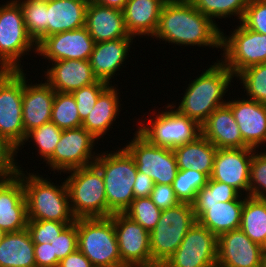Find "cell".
<instances>
[{
  "label": "cell",
  "instance_id": "cell-1",
  "mask_svg": "<svg viewBox=\"0 0 266 267\" xmlns=\"http://www.w3.org/2000/svg\"><path fill=\"white\" fill-rule=\"evenodd\" d=\"M153 36L181 47L221 49L222 31L218 24L198 11L190 0H167Z\"/></svg>",
  "mask_w": 266,
  "mask_h": 267
},
{
  "label": "cell",
  "instance_id": "cell-2",
  "mask_svg": "<svg viewBox=\"0 0 266 267\" xmlns=\"http://www.w3.org/2000/svg\"><path fill=\"white\" fill-rule=\"evenodd\" d=\"M217 61L190 81L178 107L176 103L170 104L180 115L196 121L200 126L218 107L227 103L223 97L235 77L220 59Z\"/></svg>",
  "mask_w": 266,
  "mask_h": 267
},
{
  "label": "cell",
  "instance_id": "cell-3",
  "mask_svg": "<svg viewBox=\"0 0 266 267\" xmlns=\"http://www.w3.org/2000/svg\"><path fill=\"white\" fill-rule=\"evenodd\" d=\"M118 149L98 153L94 162L104 179L107 217L124 213L135 199L133 186L138 172L135 160L124 147Z\"/></svg>",
  "mask_w": 266,
  "mask_h": 267
},
{
  "label": "cell",
  "instance_id": "cell-4",
  "mask_svg": "<svg viewBox=\"0 0 266 267\" xmlns=\"http://www.w3.org/2000/svg\"><path fill=\"white\" fill-rule=\"evenodd\" d=\"M25 172L28 176L22 168L28 220L74 222L65 180L59 186L48 181L47 177L43 178L38 172V175L28 173L27 170Z\"/></svg>",
  "mask_w": 266,
  "mask_h": 267
},
{
  "label": "cell",
  "instance_id": "cell-5",
  "mask_svg": "<svg viewBox=\"0 0 266 267\" xmlns=\"http://www.w3.org/2000/svg\"><path fill=\"white\" fill-rule=\"evenodd\" d=\"M66 179L70 209L75 219L107 217V198L100 169L89 165L70 170Z\"/></svg>",
  "mask_w": 266,
  "mask_h": 267
},
{
  "label": "cell",
  "instance_id": "cell-6",
  "mask_svg": "<svg viewBox=\"0 0 266 267\" xmlns=\"http://www.w3.org/2000/svg\"><path fill=\"white\" fill-rule=\"evenodd\" d=\"M78 249L94 267H122L111 217L77 219Z\"/></svg>",
  "mask_w": 266,
  "mask_h": 267
},
{
  "label": "cell",
  "instance_id": "cell-7",
  "mask_svg": "<svg viewBox=\"0 0 266 267\" xmlns=\"http://www.w3.org/2000/svg\"><path fill=\"white\" fill-rule=\"evenodd\" d=\"M31 50L36 54L37 44L26 31L20 5L15 0L0 5V71L23 70L20 59Z\"/></svg>",
  "mask_w": 266,
  "mask_h": 267
},
{
  "label": "cell",
  "instance_id": "cell-8",
  "mask_svg": "<svg viewBox=\"0 0 266 267\" xmlns=\"http://www.w3.org/2000/svg\"><path fill=\"white\" fill-rule=\"evenodd\" d=\"M196 221L191 203L181 202L162 210L158 223L150 232L152 262L164 264Z\"/></svg>",
  "mask_w": 266,
  "mask_h": 267
},
{
  "label": "cell",
  "instance_id": "cell-9",
  "mask_svg": "<svg viewBox=\"0 0 266 267\" xmlns=\"http://www.w3.org/2000/svg\"><path fill=\"white\" fill-rule=\"evenodd\" d=\"M24 70L0 71V136L17 148L26 133L23 126L22 97Z\"/></svg>",
  "mask_w": 266,
  "mask_h": 267
},
{
  "label": "cell",
  "instance_id": "cell-10",
  "mask_svg": "<svg viewBox=\"0 0 266 267\" xmlns=\"http://www.w3.org/2000/svg\"><path fill=\"white\" fill-rule=\"evenodd\" d=\"M165 108L169 110L158 111L155 118L149 116L148 124L144 120V125L138 124L137 131L151 144L173 149L201 135V126L196 121L180 115L170 104Z\"/></svg>",
  "mask_w": 266,
  "mask_h": 267
},
{
  "label": "cell",
  "instance_id": "cell-11",
  "mask_svg": "<svg viewBox=\"0 0 266 267\" xmlns=\"http://www.w3.org/2000/svg\"><path fill=\"white\" fill-rule=\"evenodd\" d=\"M231 35L222 31L221 50L222 62L236 76L244 69L266 63V34L248 29L239 23Z\"/></svg>",
  "mask_w": 266,
  "mask_h": 267
},
{
  "label": "cell",
  "instance_id": "cell-12",
  "mask_svg": "<svg viewBox=\"0 0 266 267\" xmlns=\"http://www.w3.org/2000/svg\"><path fill=\"white\" fill-rule=\"evenodd\" d=\"M135 132L124 148L134 158L138 171L152 178L155 184L172 185L179 170L173 149L153 145Z\"/></svg>",
  "mask_w": 266,
  "mask_h": 267
},
{
  "label": "cell",
  "instance_id": "cell-13",
  "mask_svg": "<svg viewBox=\"0 0 266 267\" xmlns=\"http://www.w3.org/2000/svg\"><path fill=\"white\" fill-rule=\"evenodd\" d=\"M96 140L82 126L62 130L60 141L46 164L60 174L61 172L66 173L73 169L92 165L98 156L92 150L96 145Z\"/></svg>",
  "mask_w": 266,
  "mask_h": 267
},
{
  "label": "cell",
  "instance_id": "cell-14",
  "mask_svg": "<svg viewBox=\"0 0 266 267\" xmlns=\"http://www.w3.org/2000/svg\"><path fill=\"white\" fill-rule=\"evenodd\" d=\"M218 237L197 221L165 267H217Z\"/></svg>",
  "mask_w": 266,
  "mask_h": 267
},
{
  "label": "cell",
  "instance_id": "cell-15",
  "mask_svg": "<svg viewBox=\"0 0 266 267\" xmlns=\"http://www.w3.org/2000/svg\"><path fill=\"white\" fill-rule=\"evenodd\" d=\"M114 223L122 267L151 264L150 232L125 213L110 216Z\"/></svg>",
  "mask_w": 266,
  "mask_h": 267
},
{
  "label": "cell",
  "instance_id": "cell-16",
  "mask_svg": "<svg viewBox=\"0 0 266 267\" xmlns=\"http://www.w3.org/2000/svg\"><path fill=\"white\" fill-rule=\"evenodd\" d=\"M254 150L249 147L217 149L209 178L232 186L241 195L246 192L245 196H249L250 164Z\"/></svg>",
  "mask_w": 266,
  "mask_h": 267
},
{
  "label": "cell",
  "instance_id": "cell-17",
  "mask_svg": "<svg viewBox=\"0 0 266 267\" xmlns=\"http://www.w3.org/2000/svg\"><path fill=\"white\" fill-rule=\"evenodd\" d=\"M94 40L85 26L45 37L37 45V55L51 62L58 60H89Z\"/></svg>",
  "mask_w": 266,
  "mask_h": 267
},
{
  "label": "cell",
  "instance_id": "cell-18",
  "mask_svg": "<svg viewBox=\"0 0 266 267\" xmlns=\"http://www.w3.org/2000/svg\"><path fill=\"white\" fill-rule=\"evenodd\" d=\"M263 248L241 229L218 237L217 267H262Z\"/></svg>",
  "mask_w": 266,
  "mask_h": 267
},
{
  "label": "cell",
  "instance_id": "cell-19",
  "mask_svg": "<svg viewBox=\"0 0 266 267\" xmlns=\"http://www.w3.org/2000/svg\"><path fill=\"white\" fill-rule=\"evenodd\" d=\"M27 201L22 182V169L17 176L0 179V227L6 232L27 228Z\"/></svg>",
  "mask_w": 266,
  "mask_h": 267
},
{
  "label": "cell",
  "instance_id": "cell-20",
  "mask_svg": "<svg viewBox=\"0 0 266 267\" xmlns=\"http://www.w3.org/2000/svg\"><path fill=\"white\" fill-rule=\"evenodd\" d=\"M227 101L238 124L244 143L253 149L266 142V105L248 98Z\"/></svg>",
  "mask_w": 266,
  "mask_h": 267
},
{
  "label": "cell",
  "instance_id": "cell-21",
  "mask_svg": "<svg viewBox=\"0 0 266 267\" xmlns=\"http://www.w3.org/2000/svg\"><path fill=\"white\" fill-rule=\"evenodd\" d=\"M242 197V198H241ZM244 196L235 200L215 204H192L196 220L217 237L240 229Z\"/></svg>",
  "mask_w": 266,
  "mask_h": 267
},
{
  "label": "cell",
  "instance_id": "cell-22",
  "mask_svg": "<svg viewBox=\"0 0 266 267\" xmlns=\"http://www.w3.org/2000/svg\"><path fill=\"white\" fill-rule=\"evenodd\" d=\"M24 72L22 97L23 126L25 133L51 121L52 107L56 91L46 82L29 85ZM28 83V84H27Z\"/></svg>",
  "mask_w": 266,
  "mask_h": 267
},
{
  "label": "cell",
  "instance_id": "cell-23",
  "mask_svg": "<svg viewBox=\"0 0 266 267\" xmlns=\"http://www.w3.org/2000/svg\"><path fill=\"white\" fill-rule=\"evenodd\" d=\"M46 70L44 80L60 93H73L98 81L89 60H58Z\"/></svg>",
  "mask_w": 266,
  "mask_h": 267
},
{
  "label": "cell",
  "instance_id": "cell-24",
  "mask_svg": "<svg viewBox=\"0 0 266 267\" xmlns=\"http://www.w3.org/2000/svg\"><path fill=\"white\" fill-rule=\"evenodd\" d=\"M85 28L95 43L134 38L126 31L123 11L102 6L93 0L86 9Z\"/></svg>",
  "mask_w": 266,
  "mask_h": 267
},
{
  "label": "cell",
  "instance_id": "cell-25",
  "mask_svg": "<svg viewBox=\"0 0 266 267\" xmlns=\"http://www.w3.org/2000/svg\"><path fill=\"white\" fill-rule=\"evenodd\" d=\"M133 40L134 38H119L94 44L89 62L98 80L113 85L110 80L115 76V72L120 71L121 66L125 64L123 62L129 55Z\"/></svg>",
  "mask_w": 266,
  "mask_h": 267
},
{
  "label": "cell",
  "instance_id": "cell-26",
  "mask_svg": "<svg viewBox=\"0 0 266 267\" xmlns=\"http://www.w3.org/2000/svg\"><path fill=\"white\" fill-rule=\"evenodd\" d=\"M201 134L217 149L248 147L239 130L231 108L225 104L218 107L201 125Z\"/></svg>",
  "mask_w": 266,
  "mask_h": 267
},
{
  "label": "cell",
  "instance_id": "cell-27",
  "mask_svg": "<svg viewBox=\"0 0 266 267\" xmlns=\"http://www.w3.org/2000/svg\"><path fill=\"white\" fill-rule=\"evenodd\" d=\"M167 0H128L123 9L125 28L128 34L151 36L157 29L161 10ZM143 35V36H142Z\"/></svg>",
  "mask_w": 266,
  "mask_h": 267
},
{
  "label": "cell",
  "instance_id": "cell-28",
  "mask_svg": "<svg viewBox=\"0 0 266 267\" xmlns=\"http://www.w3.org/2000/svg\"><path fill=\"white\" fill-rule=\"evenodd\" d=\"M119 90L114 85H109L98 97L93 110L82 122V127L91 133L97 141L106 135L115 124L116 117L120 113Z\"/></svg>",
  "mask_w": 266,
  "mask_h": 267
},
{
  "label": "cell",
  "instance_id": "cell-29",
  "mask_svg": "<svg viewBox=\"0 0 266 267\" xmlns=\"http://www.w3.org/2000/svg\"><path fill=\"white\" fill-rule=\"evenodd\" d=\"M89 2L47 0L48 36L85 26Z\"/></svg>",
  "mask_w": 266,
  "mask_h": 267
},
{
  "label": "cell",
  "instance_id": "cell-30",
  "mask_svg": "<svg viewBox=\"0 0 266 267\" xmlns=\"http://www.w3.org/2000/svg\"><path fill=\"white\" fill-rule=\"evenodd\" d=\"M178 169H192L210 177L217 148L202 134L195 140L173 148Z\"/></svg>",
  "mask_w": 266,
  "mask_h": 267
},
{
  "label": "cell",
  "instance_id": "cell-31",
  "mask_svg": "<svg viewBox=\"0 0 266 267\" xmlns=\"http://www.w3.org/2000/svg\"><path fill=\"white\" fill-rule=\"evenodd\" d=\"M0 267H36L34 243L27 228L5 234L0 242Z\"/></svg>",
  "mask_w": 266,
  "mask_h": 267
},
{
  "label": "cell",
  "instance_id": "cell-32",
  "mask_svg": "<svg viewBox=\"0 0 266 267\" xmlns=\"http://www.w3.org/2000/svg\"><path fill=\"white\" fill-rule=\"evenodd\" d=\"M240 229L263 247L266 242V199L244 195Z\"/></svg>",
  "mask_w": 266,
  "mask_h": 267
},
{
  "label": "cell",
  "instance_id": "cell-33",
  "mask_svg": "<svg viewBox=\"0 0 266 267\" xmlns=\"http://www.w3.org/2000/svg\"><path fill=\"white\" fill-rule=\"evenodd\" d=\"M21 7L25 28L38 45L48 37L47 0H15Z\"/></svg>",
  "mask_w": 266,
  "mask_h": 267
},
{
  "label": "cell",
  "instance_id": "cell-34",
  "mask_svg": "<svg viewBox=\"0 0 266 267\" xmlns=\"http://www.w3.org/2000/svg\"><path fill=\"white\" fill-rule=\"evenodd\" d=\"M194 7L216 23V18H231L242 21L249 0H190ZM215 18V19H213Z\"/></svg>",
  "mask_w": 266,
  "mask_h": 267
},
{
  "label": "cell",
  "instance_id": "cell-35",
  "mask_svg": "<svg viewBox=\"0 0 266 267\" xmlns=\"http://www.w3.org/2000/svg\"><path fill=\"white\" fill-rule=\"evenodd\" d=\"M51 122L61 130L82 126L75 97L72 93L56 92L52 107Z\"/></svg>",
  "mask_w": 266,
  "mask_h": 267
},
{
  "label": "cell",
  "instance_id": "cell-36",
  "mask_svg": "<svg viewBox=\"0 0 266 267\" xmlns=\"http://www.w3.org/2000/svg\"><path fill=\"white\" fill-rule=\"evenodd\" d=\"M237 77V78H236ZM248 99L266 105V63L250 66L235 76ZM249 96V97H248Z\"/></svg>",
  "mask_w": 266,
  "mask_h": 267
},
{
  "label": "cell",
  "instance_id": "cell-37",
  "mask_svg": "<svg viewBox=\"0 0 266 267\" xmlns=\"http://www.w3.org/2000/svg\"><path fill=\"white\" fill-rule=\"evenodd\" d=\"M62 130L53 122H48L42 126L29 131L20 146V148L28 142H34L35 148L41 156V160L46 162L53 154L56 145L60 141ZM30 139V141H29ZM36 143V144H35Z\"/></svg>",
  "mask_w": 266,
  "mask_h": 267
},
{
  "label": "cell",
  "instance_id": "cell-38",
  "mask_svg": "<svg viewBox=\"0 0 266 267\" xmlns=\"http://www.w3.org/2000/svg\"><path fill=\"white\" fill-rule=\"evenodd\" d=\"M208 179L204 173L190 168L179 169L172 183V188L180 202L192 203L196 193L207 184Z\"/></svg>",
  "mask_w": 266,
  "mask_h": 267
},
{
  "label": "cell",
  "instance_id": "cell-39",
  "mask_svg": "<svg viewBox=\"0 0 266 267\" xmlns=\"http://www.w3.org/2000/svg\"><path fill=\"white\" fill-rule=\"evenodd\" d=\"M161 212L150 197H142L134 199L124 213L151 232L158 223Z\"/></svg>",
  "mask_w": 266,
  "mask_h": 267
},
{
  "label": "cell",
  "instance_id": "cell-40",
  "mask_svg": "<svg viewBox=\"0 0 266 267\" xmlns=\"http://www.w3.org/2000/svg\"><path fill=\"white\" fill-rule=\"evenodd\" d=\"M240 193L232 186L208 179L207 184L201 188L191 204H215L235 200Z\"/></svg>",
  "mask_w": 266,
  "mask_h": 267
},
{
  "label": "cell",
  "instance_id": "cell-41",
  "mask_svg": "<svg viewBox=\"0 0 266 267\" xmlns=\"http://www.w3.org/2000/svg\"><path fill=\"white\" fill-rule=\"evenodd\" d=\"M254 150L250 164L249 197L266 199V152Z\"/></svg>",
  "mask_w": 266,
  "mask_h": 267
},
{
  "label": "cell",
  "instance_id": "cell-42",
  "mask_svg": "<svg viewBox=\"0 0 266 267\" xmlns=\"http://www.w3.org/2000/svg\"><path fill=\"white\" fill-rule=\"evenodd\" d=\"M73 222H56L46 220H28L27 229L32 237L34 244L51 242Z\"/></svg>",
  "mask_w": 266,
  "mask_h": 267
},
{
  "label": "cell",
  "instance_id": "cell-43",
  "mask_svg": "<svg viewBox=\"0 0 266 267\" xmlns=\"http://www.w3.org/2000/svg\"><path fill=\"white\" fill-rule=\"evenodd\" d=\"M109 86L104 81L98 80L97 82L82 87L72 93L75 97V102L78 108L79 116L83 122L91 110H93L99 95Z\"/></svg>",
  "mask_w": 266,
  "mask_h": 267
},
{
  "label": "cell",
  "instance_id": "cell-44",
  "mask_svg": "<svg viewBox=\"0 0 266 267\" xmlns=\"http://www.w3.org/2000/svg\"><path fill=\"white\" fill-rule=\"evenodd\" d=\"M50 243L52 244L53 256H56L59 260L75 252L78 249L77 219Z\"/></svg>",
  "mask_w": 266,
  "mask_h": 267
},
{
  "label": "cell",
  "instance_id": "cell-45",
  "mask_svg": "<svg viewBox=\"0 0 266 267\" xmlns=\"http://www.w3.org/2000/svg\"><path fill=\"white\" fill-rule=\"evenodd\" d=\"M241 22L248 29L266 34V0H249Z\"/></svg>",
  "mask_w": 266,
  "mask_h": 267
},
{
  "label": "cell",
  "instance_id": "cell-46",
  "mask_svg": "<svg viewBox=\"0 0 266 267\" xmlns=\"http://www.w3.org/2000/svg\"><path fill=\"white\" fill-rule=\"evenodd\" d=\"M17 153V148L0 136V179L11 178L19 174L21 167L15 159Z\"/></svg>",
  "mask_w": 266,
  "mask_h": 267
},
{
  "label": "cell",
  "instance_id": "cell-47",
  "mask_svg": "<svg viewBox=\"0 0 266 267\" xmlns=\"http://www.w3.org/2000/svg\"><path fill=\"white\" fill-rule=\"evenodd\" d=\"M150 198L152 202L161 210L174 207L181 203L176 197L172 185L155 184Z\"/></svg>",
  "mask_w": 266,
  "mask_h": 267
},
{
  "label": "cell",
  "instance_id": "cell-48",
  "mask_svg": "<svg viewBox=\"0 0 266 267\" xmlns=\"http://www.w3.org/2000/svg\"><path fill=\"white\" fill-rule=\"evenodd\" d=\"M36 267H58L59 259L53 256L52 244H34Z\"/></svg>",
  "mask_w": 266,
  "mask_h": 267
},
{
  "label": "cell",
  "instance_id": "cell-49",
  "mask_svg": "<svg viewBox=\"0 0 266 267\" xmlns=\"http://www.w3.org/2000/svg\"><path fill=\"white\" fill-rule=\"evenodd\" d=\"M154 185L155 183L152 178L138 171L136 174V181L133 186V193L135 199L142 197H150Z\"/></svg>",
  "mask_w": 266,
  "mask_h": 267
},
{
  "label": "cell",
  "instance_id": "cell-50",
  "mask_svg": "<svg viewBox=\"0 0 266 267\" xmlns=\"http://www.w3.org/2000/svg\"><path fill=\"white\" fill-rule=\"evenodd\" d=\"M58 267H94L90 260L79 250L59 261Z\"/></svg>",
  "mask_w": 266,
  "mask_h": 267
},
{
  "label": "cell",
  "instance_id": "cell-51",
  "mask_svg": "<svg viewBox=\"0 0 266 267\" xmlns=\"http://www.w3.org/2000/svg\"><path fill=\"white\" fill-rule=\"evenodd\" d=\"M93 1H95L96 3L102 6H106V7H110V8L123 11L125 4L127 3L128 0H93Z\"/></svg>",
  "mask_w": 266,
  "mask_h": 267
},
{
  "label": "cell",
  "instance_id": "cell-52",
  "mask_svg": "<svg viewBox=\"0 0 266 267\" xmlns=\"http://www.w3.org/2000/svg\"><path fill=\"white\" fill-rule=\"evenodd\" d=\"M128 267H165L163 263H151V264H145V265H131Z\"/></svg>",
  "mask_w": 266,
  "mask_h": 267
},
{
  "label": "cell",
  "instance_id": "cell-53",
  "mask_svg": "<svg viewBox=\"0 0 266 267\" xmlns=\"http://www.w3.org/2000/svg\"><path fill=\"white\" fill-rule=\"evenodd\" d=\"M262 267H266V250L262 252Z\"/></svg>",
  "mask_w": 266,
  "mask_h": 267
},
{
  "label": "cell",
  "instance_id": "cell-54",
  "mask_svg": "<svg viewBox=\"0 0 266 267\" xmlns=\"http://www.w3.org/2000/svg\"><path fill=\"white\" fill-rule=\"evenodd\" d=\"M6 232H4L0 227V242L2 241L3 237L5 236Z\"/></svg>",
  "mask_w": 266,
  "mask_h": 267
},
{
  "label": "cell",
  "instance_id": "cell-55",
  "mask_svg": "<svg viewBox=\"0 0 266 267\" xmlns=\"http://www.w3.org/2000/svg\"><path fill=\"white\" fill-rule=\"evenodd\" d=\"M74 1H79V2H90L91 0H74Z\"/></svg>",
  "mask_w": 266,
  "mask_h": 267
},
{
  "label": "cell",
  "instance_id": "cell-56",
  "mask_svg": "<svg viewBox=\"0 0 266 267\" xmlns=\"http://www.w3.org/2000/svg\"><path fill=\"white\" fill-rule=\"evenodd\" d=\"M263 250H266V242H265V244L263 245Z\"/></svg>",
  "mask_w": 266,
  "mask_h": 267
}]
</instances>
